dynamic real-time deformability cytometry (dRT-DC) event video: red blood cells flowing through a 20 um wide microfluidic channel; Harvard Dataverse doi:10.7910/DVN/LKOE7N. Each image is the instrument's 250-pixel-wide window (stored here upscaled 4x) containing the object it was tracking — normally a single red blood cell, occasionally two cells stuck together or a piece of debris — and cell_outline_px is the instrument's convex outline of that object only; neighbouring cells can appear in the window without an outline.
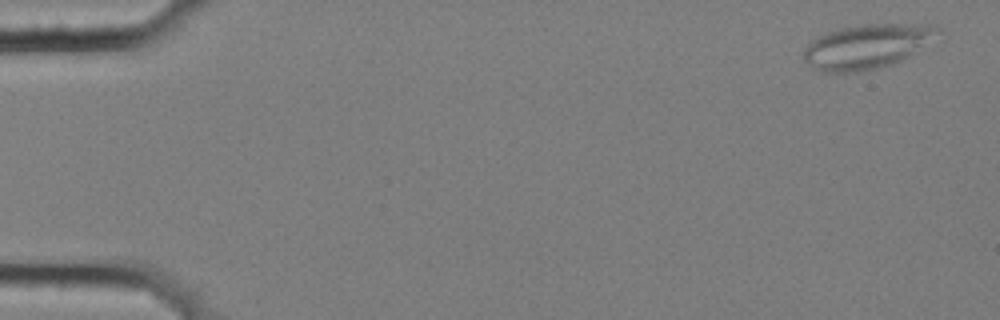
{"species": "common noctule bat (a hibernating species)", "species_latin": "Nyctalus noctula", "temperature_condition": "cold", "stored_images_in_passage": 5, "camera_frame_rate_fps": 3000, "um_per_image_px": 0.085, "animal": {"sex": "female", "body_mass_g": 25.1}, "frame": {"image": 1, "passage_image": 1, "time_ms": 0.0, "image_size_px": [1000, 320], "cell_outline_px": [[940, 32], [916, 52], [892, 64], [860, 72], [820, 72], [812, 68], [804, 60], [804, 48], [812, 40], [828, 32], [840, 28], [856, 24], [936, 24], [940, 28]], "centroid_in_image_um": [73.67, 3.94], "position_along_channel_um": 11.3, "area_um2": 34.68}}